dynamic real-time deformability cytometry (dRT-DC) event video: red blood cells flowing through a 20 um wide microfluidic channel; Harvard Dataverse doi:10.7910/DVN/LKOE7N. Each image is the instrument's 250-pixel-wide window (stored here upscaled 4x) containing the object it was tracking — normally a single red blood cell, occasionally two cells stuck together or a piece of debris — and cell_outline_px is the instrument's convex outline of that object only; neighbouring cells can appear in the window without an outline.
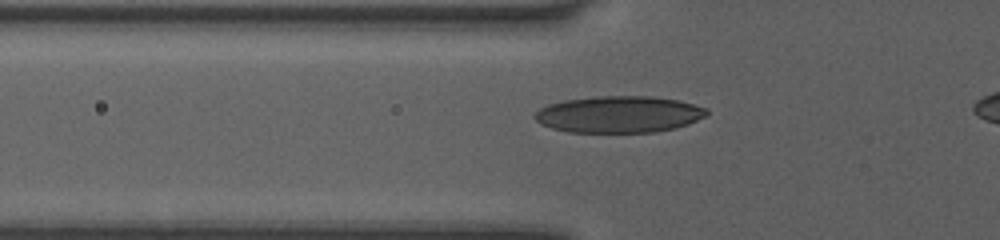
{"species": "human", "species_latin": "Homo sapiens", "temperature_condition": "room temperature", "stored_images_in_passage": 39, "camera_frame_rate_fps": 3000, "um_per_image_px": 0.085, "donor": {"sex": "female"}, "frame": {"image": 1, "passage_image": 11, "time_ms": 3.333, "image_size_px": [1000, 240], "cell_outline_px": [[708, 116], [688, 124], [676, 128], [656, 132], [568, 132], [552, 128], [540, 124], [532, 116], [540, 108], [548, 104], [564, 100], [596, 96], [652, 96], [676, 100], [708, 108]], "centroid_in_image_um": [52.61, 9.72], "position_along_channel_um": 73.2, "area_um2": 36.93}}
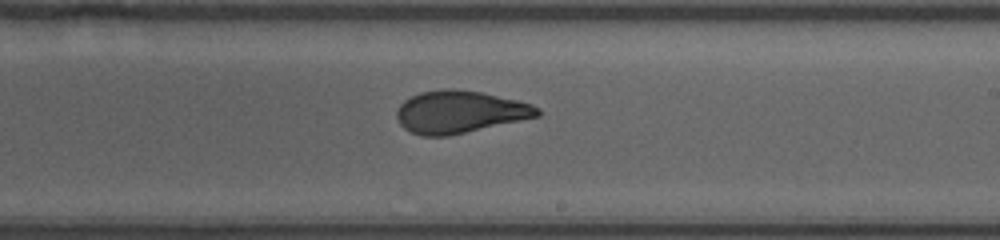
{"frame": {"image": 2, "passage_image": 24, "time_ms": 7.667, "image_size_px": [1000, 240], "cell_outline_px": [[540, 116], [448, 136], [420, 136], [404, 128], [400, 124], [396, 116], [396, 112], [400, 104], [404, 100], [420, 92], [444, 88], [448, 88], [480, 92], [516, 100], [532, 104], [540, 108]], "centroid_in_image_um": [39.06, 9.51], "position_along_channel_um": 249.9, "area_um2": 34.62}}
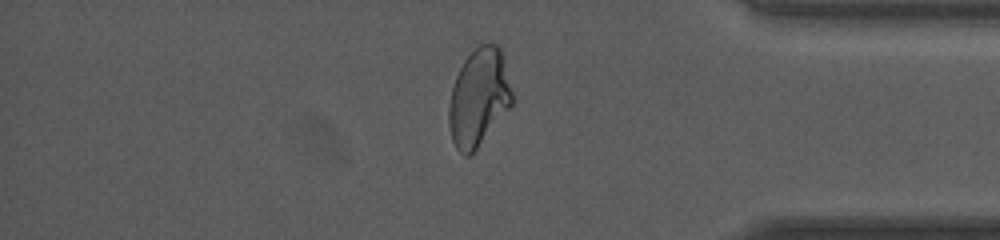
{"frame": {"image": 3, "passage_image": 36, "time_ms": 11.667, "image_size_px": [1000, 240], "cell_outline_px": [[512, 104], [476, 148], [468, 156], [464, 156], [456, 148], [452, 140], [448, 124], [448, 108], [452, 88], [456, 76], [464, 60], [480, 44], [500, 44], [504, 56], [512, 92]], "centroid_in_image_um": [40.69, 8.26], "position_along_channel_um": 394.5, "area_um2": 35.6}}